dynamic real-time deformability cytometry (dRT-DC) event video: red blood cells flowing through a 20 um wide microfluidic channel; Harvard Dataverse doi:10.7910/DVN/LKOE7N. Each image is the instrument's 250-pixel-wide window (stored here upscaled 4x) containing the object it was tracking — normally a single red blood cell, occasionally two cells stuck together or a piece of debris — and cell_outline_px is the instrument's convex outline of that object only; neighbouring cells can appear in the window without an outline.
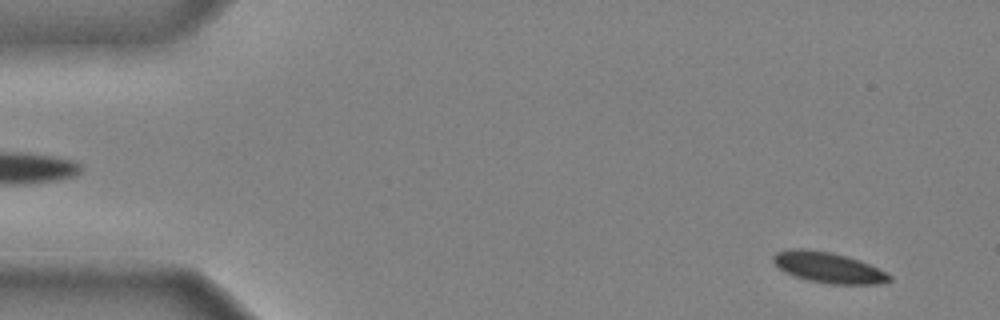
{"species": "common noctule bat (a hibernating species)", "species_latin": "Nyctalus noctula", "temperature_condition": "cold", "stored_images_in_passage": 48, "camera_frame_rate_fps": 3000, "um_per_image_px": 0.085, "animal": {"sex": "male", "body_mass_g": 20.4}, "frame": {"image": 1, "passage_image": 3, "time_ms": 0.667, "image_size_px": [1000, 320], "cell_outline_px": [[892, 280], [876, 284], [828, 284], [808, 280], [784, 272], [772, 260], [772, 256], [776, 252], [792, 248], [804, 248], [832, 252], [860, 260], [892, 276]], "centroid_in_image_um": [70.38, 22.73], "position_along_channel_um": 14.6, "area_um2": 20.69}}
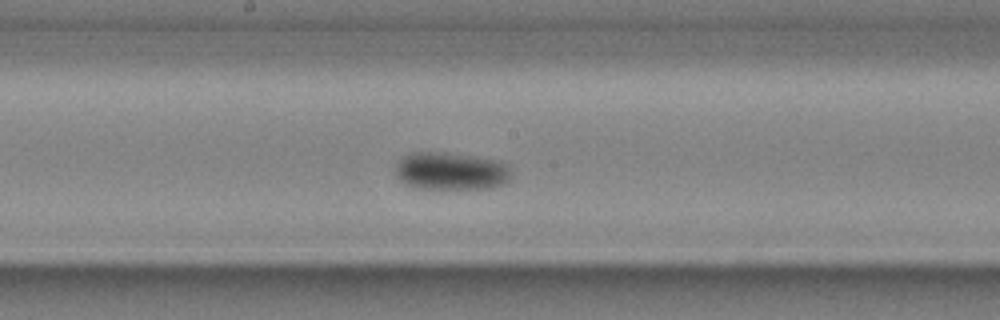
{"frame": {"image": 2, "passage_image": 26, "time_ms": 8.333, "image_size_px": [1000, 320], "cell_outline_px": [[512, 172], [508, 184], [492, 188], [412, 188], [400, 180], [396, 176], [396, 160], [412, 152], [444, 152], [500, 160], [512, 164]], "centroid_in_image_um": [38.4, 14.54], "position_along_channel_um": 209.8, "area_um2": 26.07}}
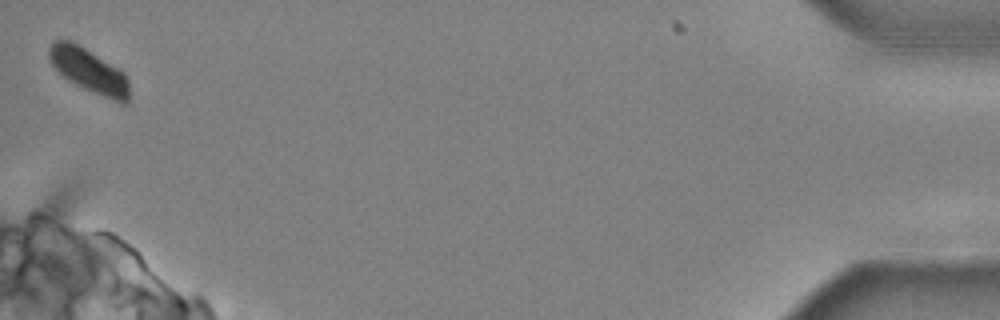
{"frame": {"image": 3, "passage_image": 48, "time_ms": 15.667, "image_size_px": [1000, 320], "cell_outline_px": [[128, 104], [120, 104], [84, 88], [68, 80], [52, 64], [48, 56], [48, 48], [52, 40], [72, 40], [120, 68], [124, 72], [128, 80]], "centroid_in_image_um": [7.58, 5.98], "position_along_channel_um": 427.6, "area_um2": 20.75}, "authors_computed_cell_mechanics": {"area_um2": 22.5709, "velocity_mm_per_s": 3.9087, "shape_relaxation_time_tau1_ms": 2.5588, "shape_relaxation_time_tau2_ms": null, "deformation_change_tau1": 0.1033, "deformation_change_tau2": null}}